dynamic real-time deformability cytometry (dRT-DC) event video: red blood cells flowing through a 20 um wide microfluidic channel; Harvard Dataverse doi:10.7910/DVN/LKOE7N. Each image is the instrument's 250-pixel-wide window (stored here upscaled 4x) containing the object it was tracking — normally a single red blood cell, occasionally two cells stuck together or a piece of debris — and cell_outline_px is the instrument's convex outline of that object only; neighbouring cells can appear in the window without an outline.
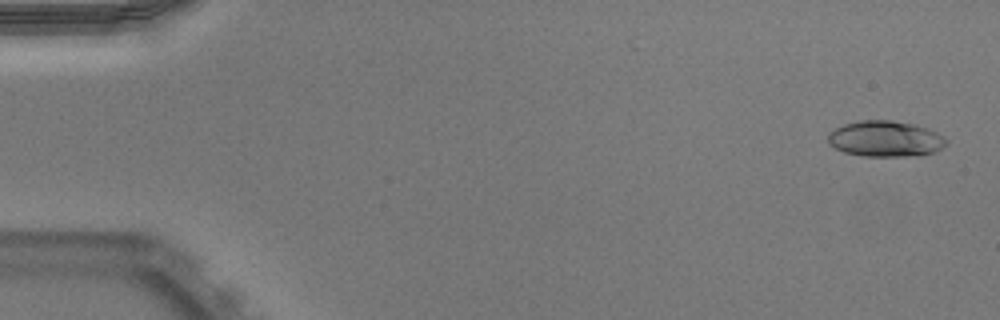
{"species": "Egyptian fruit bat (a non-hibernating species)", "species_latin": "Rousettus aegyptiacus", "temperature_condition": "warm", "stored_images_in_passage": 51, "camera_frame_rate_fps": 3000, "um_per_image_px": 0.085, "animal": {"sex": "male"}, "frame": {"image": 1, "passage_image": 2, "time_ms": 0.333, "image_size_px": [1000, 320], "cell_outline_px": [[948, 144], [932, 152], [904, 156], [864, 156], [844, 152], [828, 144], [828, 132], [844, 124], [860, 120], [892, 120], [916, 124], [928, 128], [944, 136], [948, 140]], "centroid_in_image_um": [75.25, 11.78], "position_along_channel_um": 9.8, "area_um2": 24.74}}
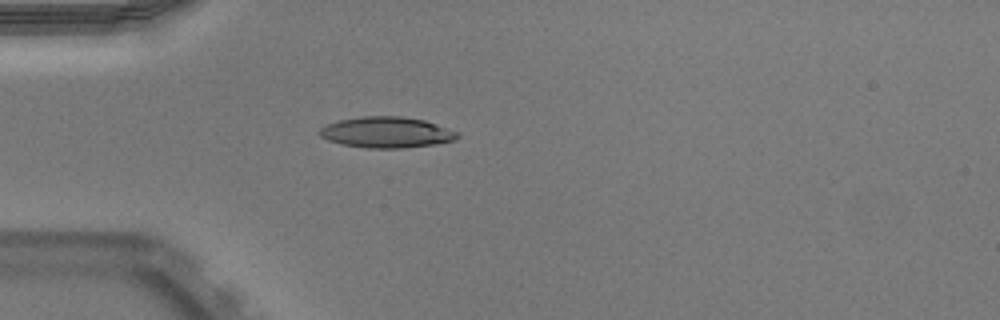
{"frame": {"image": 2, "passage_image": 15, "time_ms": 4.667, "image_size_px": [1000, 320], "cell_outline_px": [[460, 136], [456, 140], [432, 144], [400, 148], [368, 148], [344, 144], [328, 140], [320, 136], [316, 132], [320, 128], [328, 124], [340, 120], [360, 116], [404, 116], [424, 120], [460, 132]], "centroid_in_image_um": [32.87, 11.24], "position_along_channel_um": 52.1, "area_um2": 24.8}}
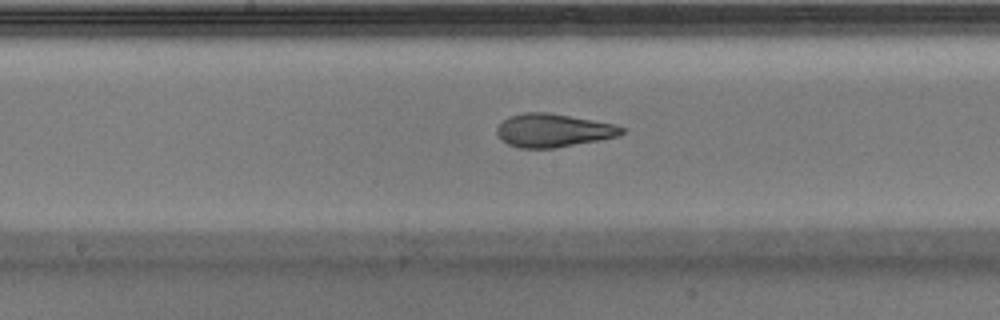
{"frame": {"image": 3, "passage_image": 27, "time_ms": 8.667, "image_size_px": [1000, 320], "cell_outline_px": [[624, 132], [620, 136], [600, 140], [556, 148], [520, 148], [508, 144], [496, 132], [496, 128], [508, 116], [524, 112], [548, 112], [592, 120], [612, 124], [624, 128]], "centroid_in_image_um": [47.02, 11.08], "position_along_channel_um": 201.2, "area_um2": 24.1}, "authors_computed_cell_mechanics": {"area_um2": 24.276, "velocity_mm_per_s": 3.9738, "shape_relaxation_time_tau1_ms": 4.3195, "shape_relaxation_time_tau2_ms": 1.7625, "deformation_change_tau1": 0.1731, "deformation_change_tau2": 0.1002}}